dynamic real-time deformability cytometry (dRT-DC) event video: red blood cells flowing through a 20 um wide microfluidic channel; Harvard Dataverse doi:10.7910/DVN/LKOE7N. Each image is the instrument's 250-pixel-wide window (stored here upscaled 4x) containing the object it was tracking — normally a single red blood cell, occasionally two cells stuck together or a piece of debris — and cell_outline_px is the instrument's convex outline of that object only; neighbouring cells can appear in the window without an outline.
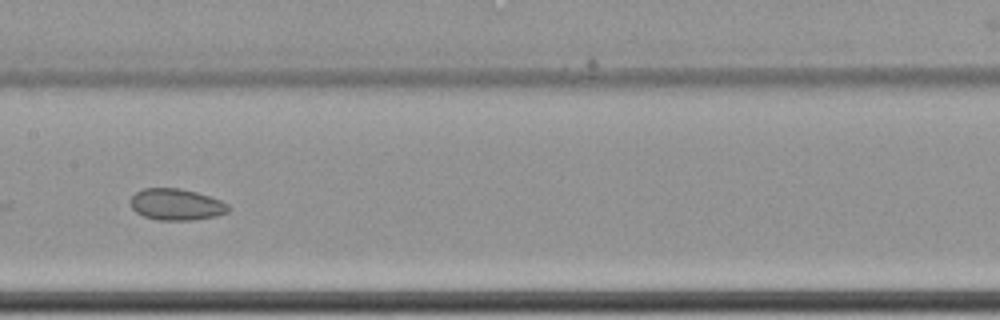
{"species": "common noctule bat (a hibernating species)", "species_latin": "Nyctalus noctula", "temperature_condition": "cold", "stored_images_in_passage": 17, "camera_frame_rate_fps": 3000, "um_per_image_px": 0.085, "animal": {"sex": "female", "body_mass_g": 22.7, "forearm_length_mm": 54.2}, "frame": {"image": 1, "passage_image": 9, "time_ms": 2.667, "image_size_px": [1000, 320], "cell_outline_px": [[232, 208], [228, 212], [216, 216], [192, 220], [156, 220], [144, 216], [136, 212], [132, 208], [132, 196], [136, 192], [144, 188], [180, 188], [196, 192], [220, 200], [228, 204]], "centroid_in_image_um": [15.01, 17.38], "position_along_channel_um": 192.4, "area_um2": 17.92}}
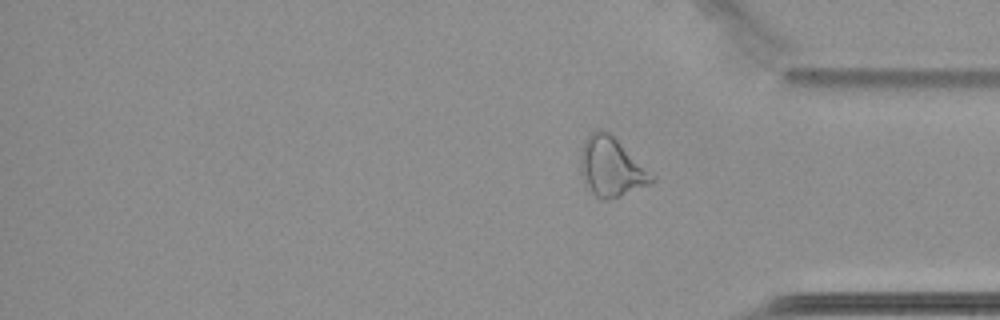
{"frame": {"image": 2, "passage_image": 17, "time_ms": 5.333, "image_size_px": [1000, 320], "cell_outline_px": [[656, 180], [648, 184], [620, 196], [604, 200], [596, 196], [592, 192], [584, 180], [580, 168], [580, 152], [584, 140], [592, 132], [600, 128], [608, 132], [656, 176]], "centroid_in_image_um": [51.95, 14.18], "position_along_channel_um": 383.2, "area_um2": 24.16}}